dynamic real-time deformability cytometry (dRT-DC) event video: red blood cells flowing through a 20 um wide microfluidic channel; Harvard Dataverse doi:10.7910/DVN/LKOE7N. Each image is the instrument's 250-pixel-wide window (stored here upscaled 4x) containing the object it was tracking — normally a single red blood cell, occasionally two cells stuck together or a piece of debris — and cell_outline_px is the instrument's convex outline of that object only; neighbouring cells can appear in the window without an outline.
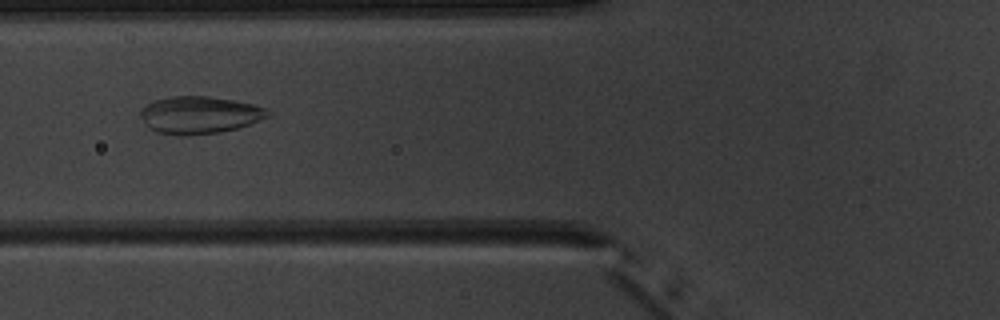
{"species": "common noctule bat (a hibernating species)", "species_latin": "Nyctalus noctula", "temperature_condition": "warm", "stored_images_in_passage": 4, "camera_frame_rate_fps": 3000, "um_per_image_px": 0.085, "animal": {"sex": "male", "body_mass_g": 20.1, "forearm_length_mm": 53.5}, "frame": {"image": 1, "passage_image": 3, "time_ms": 2.333, "image_size_px": [1000, 320], "cell_outline_px": [[276, 116], [236, 128], [220, 132], [184, 136], [156, 132], [148, 128], [140, 116], [140, 108], [144, 104], [168, 96], [208, 96], [256, 104], [268, 108]], "centroid_in_image_um": [17.01, 9.77], "position_along_channel_um": 108.8, "area_um2": 28.32}}
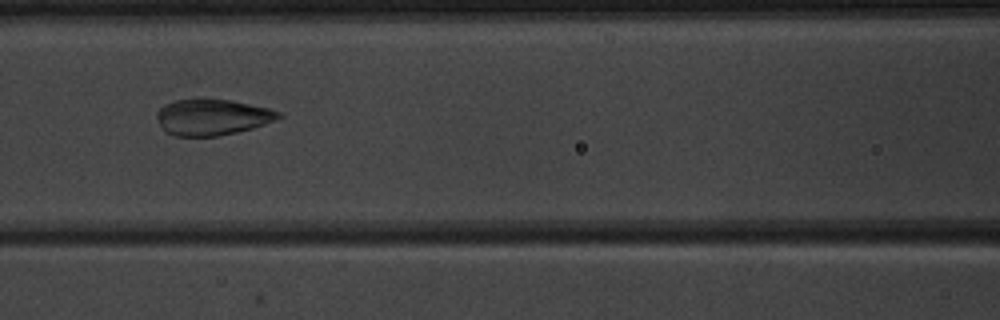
{"frame": {"image": 2, "passage_image": 4, "time_ms": 3.333, "image_size_px": [1000, 320], "cell_outline_px": [[284, 116], [276, 120], [252, 128], [220, 136], [176, 136], [168, 132], [160, 124], [156, 116], [156, 112], [164, 104], [176, 100], [232, 100], [268, 108], [280, 112]], "centroid_in_image_um": [18.07, 9.96], "position_along_channel_um": 148.5, "area_um2": 25.26}}